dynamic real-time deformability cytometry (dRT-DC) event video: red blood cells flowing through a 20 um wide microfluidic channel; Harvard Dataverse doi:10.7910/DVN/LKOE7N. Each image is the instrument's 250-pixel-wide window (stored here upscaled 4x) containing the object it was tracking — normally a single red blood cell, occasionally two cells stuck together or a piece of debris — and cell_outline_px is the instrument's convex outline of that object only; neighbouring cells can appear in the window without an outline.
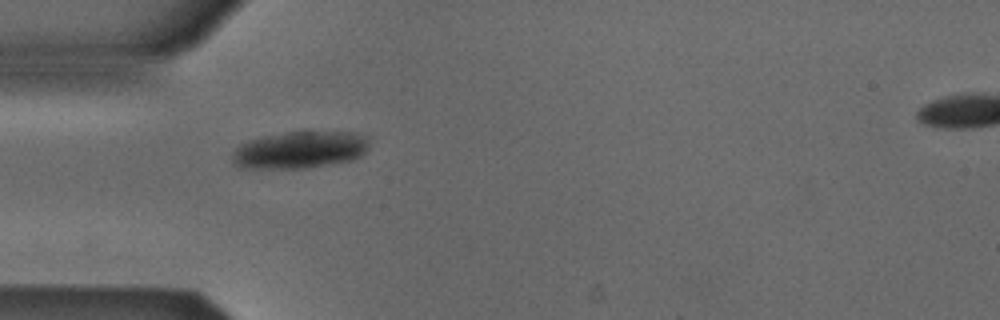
{"species": "Egyptian fruit bat (a non-hibernating species)", "species_latin": "Rousettus aegyptiacus", "temperature_condition": "cold", "stored_images_in_passage": 29, "camera_frame_rate_fps": 3000, "um_per_image_px": 0.085, "animal": {"sex": "male"}, "frame": {"image": 1, "passage_image": 1, "time_ms": 0.0, "image_size_px": [1000, 320], "cell_outline_px": [[368, 144], [364, 152], [360, 156], [352, 160], [300, 168], [240, 168], [232, 164], [232, 152], [240, 144], [248, 140], [264, 136], [284, 132], [356, 132], [368, 136]], "centroid_in_image_um": [25.44, 12.73], "position_along_channel_um": 59.6, "area_um2": 29.54}}
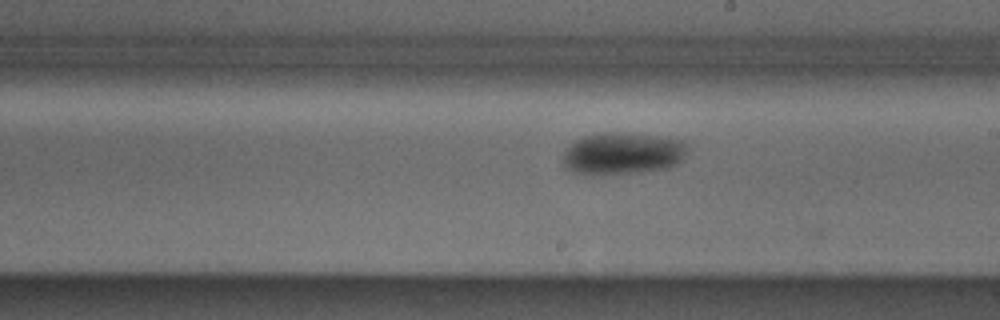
{"frame": {"image": 2, "passage_image": 15, "time_ms": 4.667, "image_size_px": [1000, 320], "cell_outline_px": [[688, 152], [676, 164], [668, 168], [644, 172], [592, 176], [572, 172], [564, 164], [564, 152], [576, 140], [584, 136], [604, 132], [620, 132], [668, 136], [680, 140], [688, 144]], "centroid_in_image_um": [52.97, 13.05], "position_along_channel_um": 236.0, "area_um2": 31.1}}
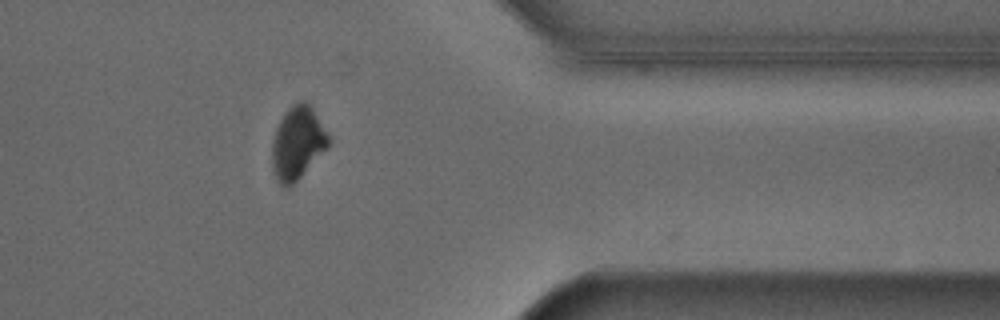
{"frame": {"image": 3, "passage_image": 28, "time_ms": 9.0, "image_size_px": [1000, 320], "cell_outline_px": [[332, 140], [328, 148], [288, 188], [284, 188], [276, 180], [272, 168], [272, 144], [276, 128], [284, 112], [292, 104], [300, 100], [304, 100], [312, 108]], "centroid_in_image_um": [25.29, 12.15], "position_along_channel_um": 386.1, "area_um2": 23.99}, "authors_computed_cell_mechanics": {"area_um2": 29.9404, "velocity_mm_per_s": 3.853, "shape_relaxation_time_tau1_ms": 2.543, "shape_relaxation_time_tau2_ms": null, "deformation_change_tau1": 0.0603, "deformation_change_tau2": null}}